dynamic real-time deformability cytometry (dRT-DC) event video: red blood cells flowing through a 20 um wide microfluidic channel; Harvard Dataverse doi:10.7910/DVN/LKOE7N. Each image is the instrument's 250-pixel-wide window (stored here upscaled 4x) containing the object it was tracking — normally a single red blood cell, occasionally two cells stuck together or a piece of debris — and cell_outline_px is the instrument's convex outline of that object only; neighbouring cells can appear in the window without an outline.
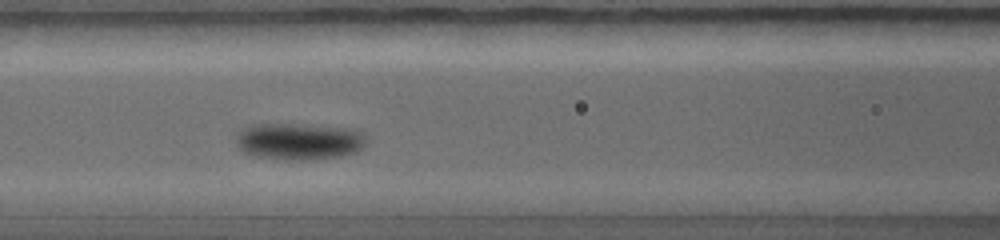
{"species": "common noctule bat (a hibernating species)", "species_latin": "Nyctalus noctula", "temperature_condition": "warm", "stored_images_in_passage": 31, "camera_frame_rate_fps": 5000, "um_per_image_px": 0.085, "animal": {"sex": "female", "body_mass_g": 19.0, "forearm_length_mm": 56.7}, "frame": {"image": 1, "passage_image": 10, "time_ms": 2.8, "image_size_px": [1000, 240], "cell_outline_px": [[368, 140], [356, 152], [340, 156], [312, 160], [284, 160], [256, 156], [244, 152], [236, 144], [236, 136], [244, 128], [252, 124], [288, 124], [352, 128], [364, 132]], "centroid_in_image_um": [25.44, 12.02], "position_along_channel_um": 141.2, "area_um2": 28.03}}
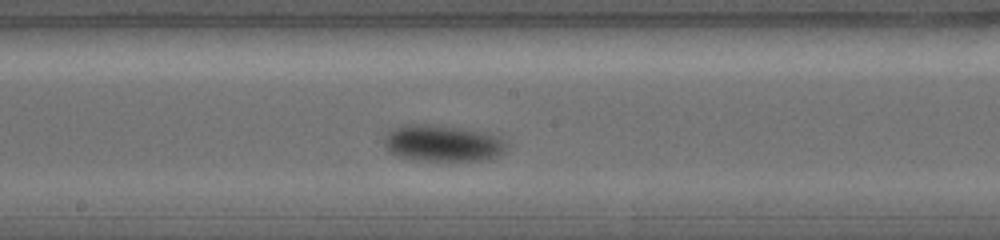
{"frame": {"image": 2, "passage_image": 16, "time_ms": 4.0, "image_size_px": [1000, 240], "cell_outline_px": [[508, 148], [500, 156], [488, 160], [420, 160], [400, 156], [388, 152], [384, 144], [384, 140], [388, 132], [404, 124], [432, 124], [460, 128], [484, 132], [496, 136], [504, 140], [508, 144]], "centroid_in_image_um": [37.67, 12.18], "position_along_channel_um": 210.5, "area_um2": 26.01}}
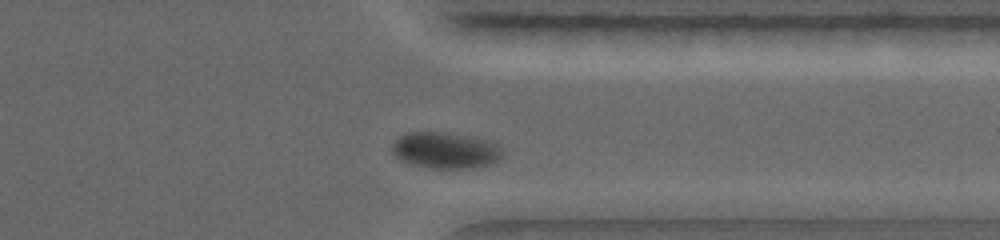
{"frame": {"image": 3, "passage_image": 28, "time_ms": 6.8, "image_size_px": [1000, 240], "cell_outline_px": [[504, 152], [496, 160], [488, 164], [476, 168], [432, 168], [412, 164], [400, 160], [392, 152], [392, 144], [404, 132], [444, 132], [472, 136], [488, 140], [496, 144]], "centroid_in_image_um": [37.84, 12.76], "position_along_channel_um": 373.6, "area_um2": 23.29}}